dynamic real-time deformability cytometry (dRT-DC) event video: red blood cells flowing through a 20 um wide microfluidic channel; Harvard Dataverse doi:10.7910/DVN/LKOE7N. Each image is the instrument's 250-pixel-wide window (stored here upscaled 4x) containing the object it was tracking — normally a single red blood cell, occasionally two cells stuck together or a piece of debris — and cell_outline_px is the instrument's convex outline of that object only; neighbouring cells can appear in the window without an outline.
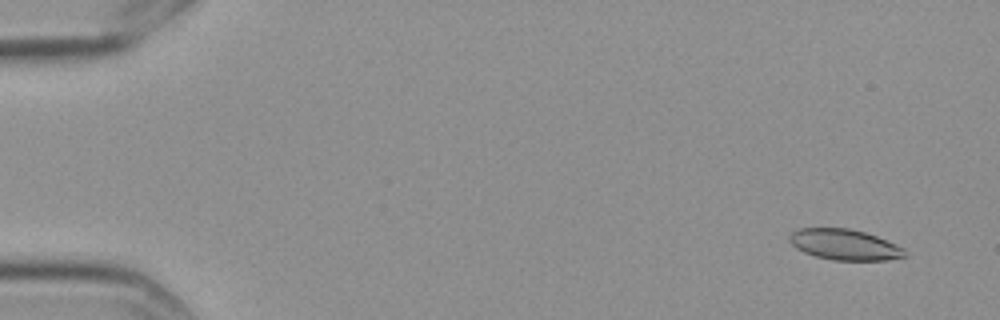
{"species": "Egyptian fruit bat (a non-hibernating species)", "species_latin": "Rousettus aegyptiacus", "temperature_condition": "cold", "stored_images_in_passage": 7, "camera_frame_rate_fps": 3000, "um_per_image_px": 0.085, "frame": {"image": 1, "passage_image": 2, "time_ms": 0.333, "image_size_px": [1000, 320], "cell_outline_px": [[908, 256], [888, 260], [832, 260], [816, 256], [804, 252], [796, 248], [788, 240], [788, 236], [792, 232], [800, 228], [848, 228], [864, 232], [876, 236], [896, 244], [904, 248]], "centroid_in_image_um": [71.79, 20.79], "position_along_channel_um": 13.2, "area_um2": 20.69}}
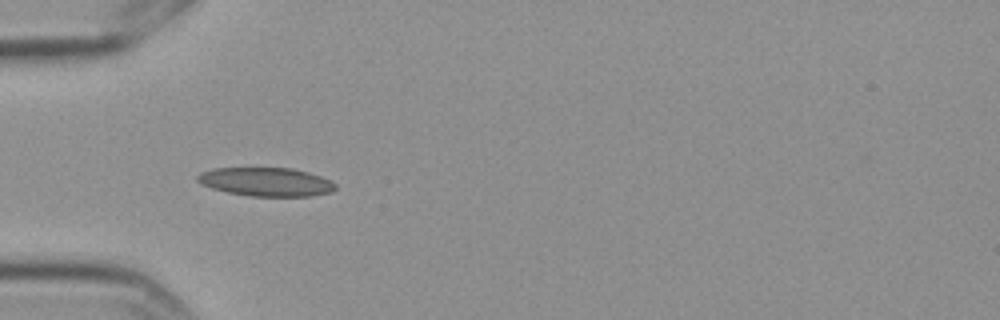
{"frame": {"image": 2, "passage_image": 6, "time_ms": 1.667, "image_size_px": [1000, 320], "cell_outline_px": [[336, 188], [332, 192], [308, 196], [252, 196], [228, 192], [212, 188], [200, 184], [196, 180], [196, 176], [200, 172], [212, 168], [292, 168], [308, 172], [320, 176], [336, 184]], "centroid_in_image_um": [22.58, 15.45], "position_along_channel_um": 62.4, "area_um2": 23.0}}
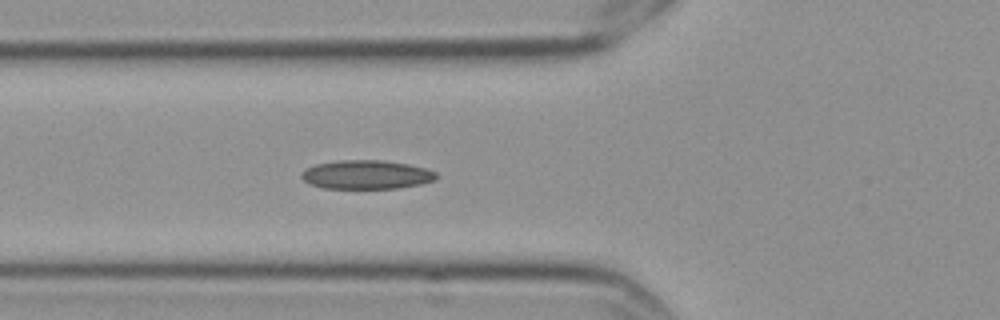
{"frame": {"image": 3, "passage_image": 7, "time_ms": 2.0, "image_size_px": [1000, 320], "cell_outline_px": [[436, 180], [420, 184], [396, 188], [324, 188], [308, 184], [300, 176], [308, 168], [316, 164], [336, 160], [380, 160], [408, 164], [424, 168], [436, 172]], "centroid_in_image_um": [31.14, 14.84], "position_along_channel_um": 94.7, "area_um2": 22.48}}